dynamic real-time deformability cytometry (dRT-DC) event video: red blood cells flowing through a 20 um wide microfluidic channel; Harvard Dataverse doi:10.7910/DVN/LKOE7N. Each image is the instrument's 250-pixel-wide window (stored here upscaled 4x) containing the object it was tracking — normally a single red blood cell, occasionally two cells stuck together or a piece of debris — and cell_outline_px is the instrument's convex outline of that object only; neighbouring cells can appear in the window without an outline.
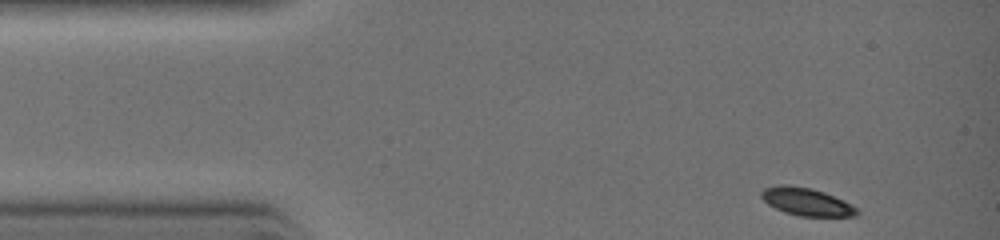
{"species": "common noctule bat (a hibernating species)", "species_latin": "Nyctalus noctula", "temperature_condition": "warm", "stored_images_in_passage": 8, "camera_frame_rate_fps": 3000, "um_per_image_px": 0.085, "animal": {"sex": "female", "body_mass_g": 19.0, "forearm_length_mm": 51.5}, "frame": {"image": 1, "passage_image": 1, "time_ms": 0.0, "image_size_px": [1000, 240], "cell_outline_px": [[860, 212], [856, 216], [800, 216], [784, 212], [768, 204], [760, 196], [760, 192], [764, 188], [776, 184], [788, 184], [812, 188], [824, 192], [844, 200], [860, 208]], "centroid_in_image_um": [68.57, 17.13], "position_along_channel_um": 16.4, "area_um2": 15.72}}
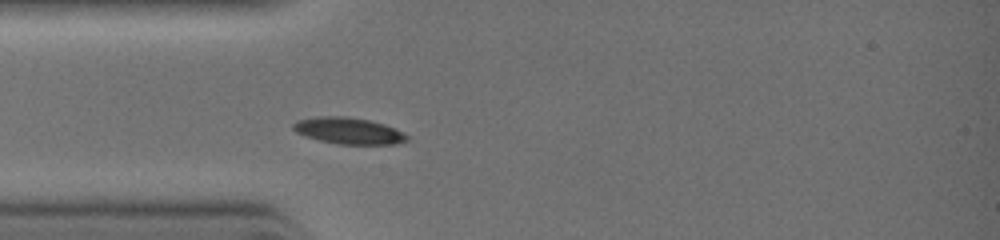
{"frame": {"image": 2, "passage_image": 5, "time_ms": 2.0, "image_size_px": [1000, 240], "cell_outline_px": [[408, 140], [396, 144], [336, 144], [304, 136], [296, 132], [292, 128], [292, 124], [296, 120], [316, 116], [348, 116], [368, 120], [384, 124], [404, 132], [408, 136]], "centroid_in_image_um": [29.6, 11.11], "position_along_channel_um": 55.4, "area_um2": 17.69}}
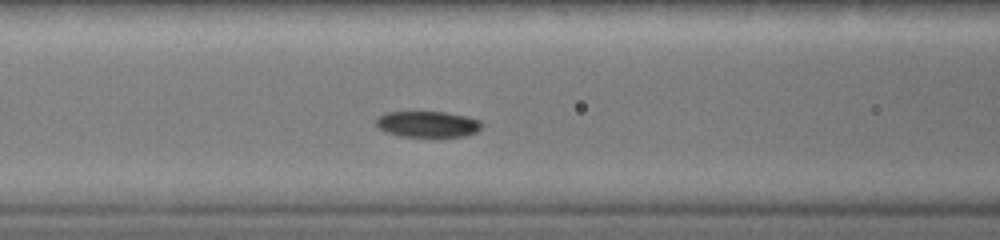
{"frame": {"image": 3, "passage_image": 8, "time_ms": 3.333, "image_size_px": [1000, 240], "cell_outline_px": [[484, 124], [476, 132], [464, 136], [440, 140], [400, 136], [384, 132], [376, 124], [376, 116], [384, 112], [444, 112], [464, 116], [480, 120]], "centroid_in_image_um": [36.35, 10.61], "position_along_channel_um": 130.3, "area_um2": 16.94}}